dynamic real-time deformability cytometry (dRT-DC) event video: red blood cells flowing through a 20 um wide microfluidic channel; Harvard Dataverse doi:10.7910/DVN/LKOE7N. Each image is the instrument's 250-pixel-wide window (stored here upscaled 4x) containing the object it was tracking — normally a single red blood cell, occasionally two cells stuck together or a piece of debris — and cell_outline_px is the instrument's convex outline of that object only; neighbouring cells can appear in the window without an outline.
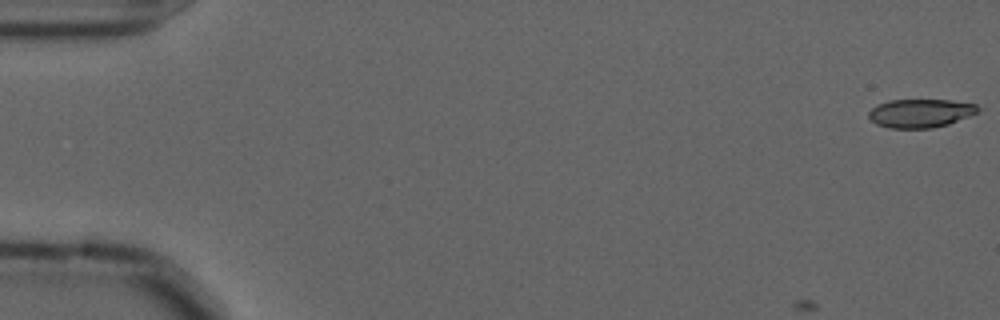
{"species": "common noctule bat (a hibernating species)", "species_latin": "Nyctalus noctula", "temperature_condition": "cold", "stored_images_in_passage": 58, "camera_frame_rate_fps": 3000, "um_per_image_px": 0.085, "animal": {"sex": "male", "forearm_length_mm": 52.5}, "frame": {"image": 1, "passage_image": 1, "time_ms": 0.0, "image_size_px": [1000, 320], "cell_outline_px": [[980, 108], [976, 112], [968, 116], [948, 124], [932, 128], [888, 128], [876, 124], [868, 116], [868, 112], [872, 108], [888, 100], [952, 100], [976, 104]], "centroid_in_image_um": [78.22, 9.62], "position_along_channel_um": 6.8, "area_um2": 18.03}}